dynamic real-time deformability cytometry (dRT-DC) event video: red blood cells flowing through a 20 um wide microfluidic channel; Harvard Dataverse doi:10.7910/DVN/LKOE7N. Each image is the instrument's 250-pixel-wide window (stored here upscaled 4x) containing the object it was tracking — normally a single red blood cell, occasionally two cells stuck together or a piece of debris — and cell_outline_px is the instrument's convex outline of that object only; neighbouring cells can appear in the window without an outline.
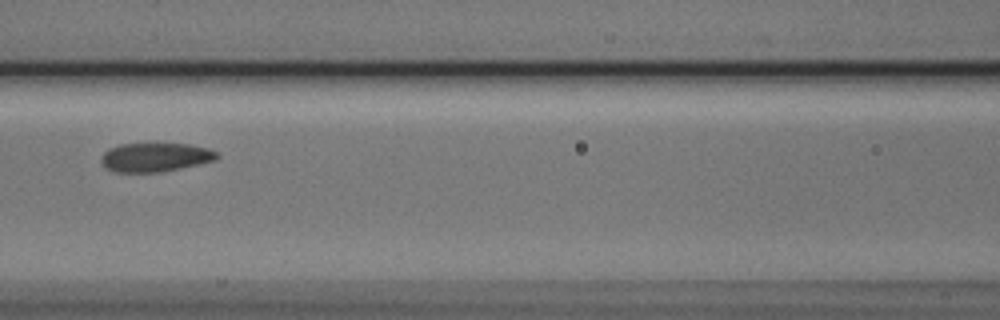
{"species": "Egyptian fruit bat (a non-hibernating species)", "species_latin": "Rousettus aegyptiacus", "temperature_condition": "cold", "stored_images_in_passage": 4, "camera_frame_rate_fps": 3000, "um_per_image_px": 0.085, "animal": {"sex": "male"}, "frame": {"image": 1, "passage_image": 4, "time_ms": 1.0, "image_size_px": [1000, 320], "cell_outline_px": [[220, 156], [216, 160], [180, 168], [160, 172], [116, 172], [104, 168], [100, 160], [100, 156], [108, 148], [120, 144], [188, 144], [208, 148], [220, 152]], "centroid_in_image_um": [13.18, 13.36], "position_along_channel_um": 153.4, "area_um2": 19.65}}